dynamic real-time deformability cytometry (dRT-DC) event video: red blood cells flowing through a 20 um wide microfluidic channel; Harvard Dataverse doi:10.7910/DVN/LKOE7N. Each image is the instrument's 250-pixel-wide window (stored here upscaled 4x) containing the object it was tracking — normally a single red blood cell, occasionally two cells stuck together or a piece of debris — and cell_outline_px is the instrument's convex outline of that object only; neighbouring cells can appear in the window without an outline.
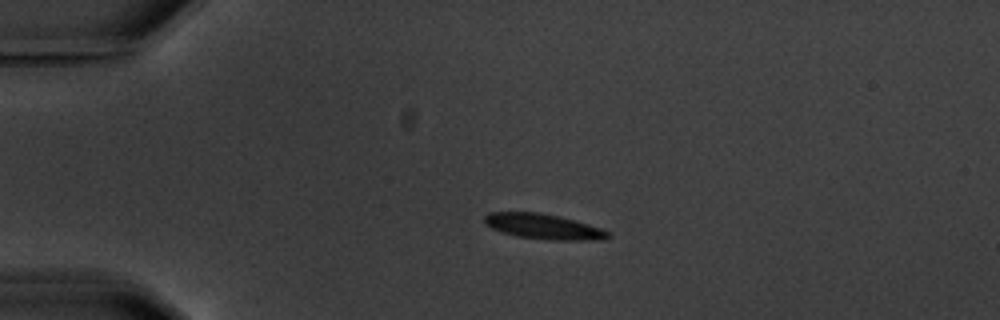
{"species": "common noctule bat (a hibernating species)", "species_latin": "Nyctalus noctula", "temperature_condition": "warm", "stored_images_in_passage": 4, "camera_frame_rate_fps": 3000, "um_per_image_px": 0.085, "animal": {"sex": "male", "body_mass_g": 20.1, "forearm_length_mm": 53.5}, "frame": {"image": 1, "passage_image": 3, "time_ms": 2.333, "image_size_px": [1000, 320], "cell_outline_px": [[612, 236], [604, 240], [548, 240], [516, 236], [492, 228], [484, 224], [484, 216], [488, 212], [540, 212], [560, 216], [588, 224], [612, 232]], "centroid_in_image_um": [46.23, 19.26], "position_along_channel_um": 38.8, "area_um2": 18.38}}